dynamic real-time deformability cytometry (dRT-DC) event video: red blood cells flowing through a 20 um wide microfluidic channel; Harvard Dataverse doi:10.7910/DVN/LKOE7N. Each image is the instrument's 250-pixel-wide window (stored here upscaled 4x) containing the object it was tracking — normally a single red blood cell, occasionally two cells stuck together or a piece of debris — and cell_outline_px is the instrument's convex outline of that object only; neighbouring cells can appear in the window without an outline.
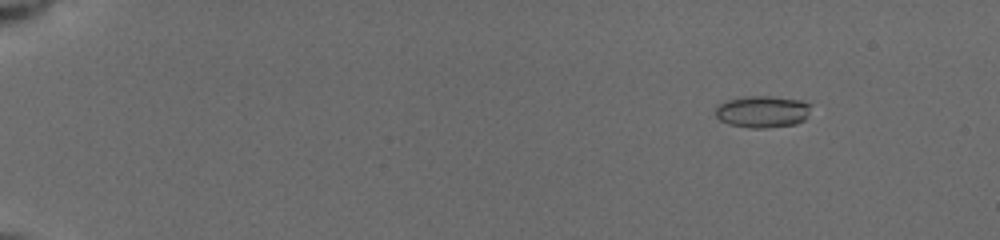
{"species": "common noctule bat (a hibernating species)", "species_latin": "Nyctalus noctula", "temperature_condition": "cold", "stored_images_in_passage": 61, "camera_frame_rate_fps": 3000, "um_per_image_px": 0.085, "animal": {"sex": "female", "body_mass_g": 19.5, "forearm_length_mm": 54.1}, "frame": {"image": 1, "passage_image": 7, "time_ms": 2.333, "image_size_px": [1000, 240], "cell_outline_px": [[808, 112], [804, 120], [796, 124], [768, 128], [748, 128], [728, 124], [720, 120], [716, 116], [716, 104], [724, 100], [748, 96], [768, 96], [800, 100], [808, 104]], "centroid_in_image_um": [64.74, 9.5], "position_along_channel_um": 20.3, "area_um2": 17.74}}
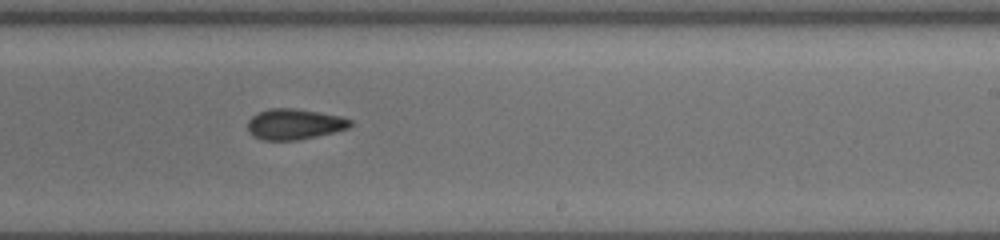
{"frame": {"image": 2, "passage_image": 40, "time_ms": 12.0, "image_size_px": [1000, 240], "cell_outline_px": [[352, 124], [348, 128], [316, 136], [296, 140], [260, 140], [252, 136], [248, 132], [248, 120], [252, 116], [260, 112], [272, 108], [292, 108], [340, 116], [352, 120]], "centroid_in_image_um": [24.98, 10.56], "position_along_channel_um": 264.0, "area_um2": 18.15}}
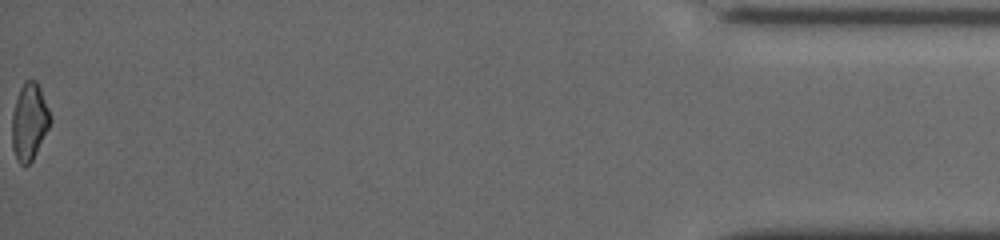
{"frame": {"image": 3, "passage_image": 61, "time_ms": 18.333, "image_size_px": [1000, 240], "cell_outline_px": [[52, 120], [32, 160], [24, 168], [16, 160], [12, 148], [12, 112], [20, 88], [24, 80], [36, 80], [40, 88], [48, 108]], "centroid_in_image_um": [2.47, 10.36], "position_along_channel_um": 432.7, "area_um2": 17.11}, "authors_computed_cell_mechanics": {"area_um2": 17.918, "velocity_mm_per_s": 3.9371, "shape_relaxation_time_tau1_ms": 8.8053, "shape_relaxation_time_tau2_ms": 4.4451, "deformation_change_tau1": 0.1602, "deformation_change_tau2": 0.1078}}